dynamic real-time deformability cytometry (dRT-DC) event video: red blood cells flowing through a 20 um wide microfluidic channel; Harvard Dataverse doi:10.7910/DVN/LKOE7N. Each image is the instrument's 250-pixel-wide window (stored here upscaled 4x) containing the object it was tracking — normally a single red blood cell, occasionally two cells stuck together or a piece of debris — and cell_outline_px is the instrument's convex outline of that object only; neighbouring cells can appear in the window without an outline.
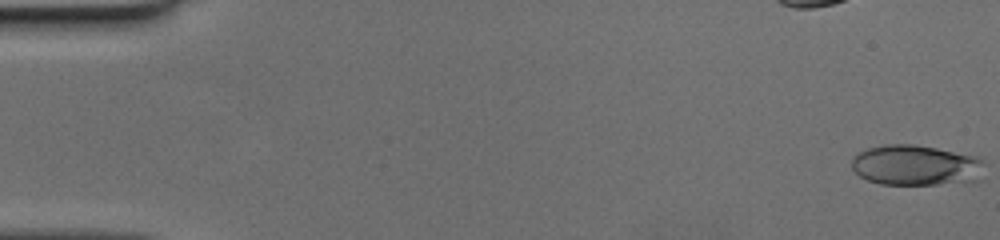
{"species": "human", "species_latin": "Homo sapiens", "temperature_condition": "cold", "stored_images_in_passage": 50, "camera_frame_rate_fps": 3000, "um_per_image_px": 0.085, "donor": {"sex": "female"}, "frame": {"image": 1, "passage_image": 1, "time_ms": 0.0, "image_size_px": [1000, 240], "cell_outline_px": [[984, 164], [976, 184], [880, 184], [868, 180], [860, 176], [852, 168], [852, 160], [860, 152], [868, 148], [884, 144], [916, 144], [976, 156], [984, 160]], "centroid_in_image_um": [77.91, 14.06], "position_along_channel_um": 7.1, "area_um2": 31.67}}
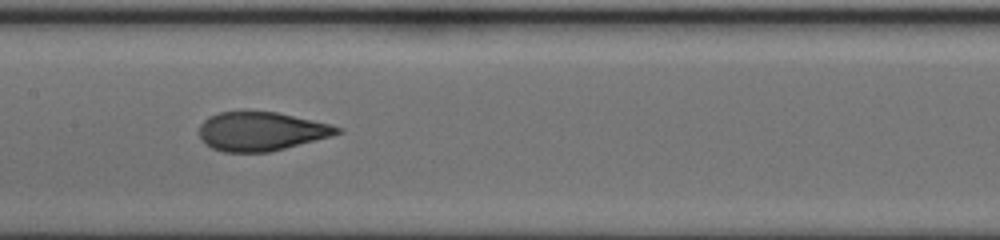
{"frame": {"image": 2, "passage_image": 26, "time_ms": 8.333, "image_size_px": [1000, 240], "cell_outline_px": [[344, 132], [332, 136], [268, 152], [224, 152], [212, 148], [204, 144], [200, 140], [200, 124], [208, 116], [220, 112], [276, 112], [332, 124], [344, 128]], "centroid_in_image_um": [22.22, 11.17], "position_along_channel_um": 185.2, "area_um2": 31.27}}
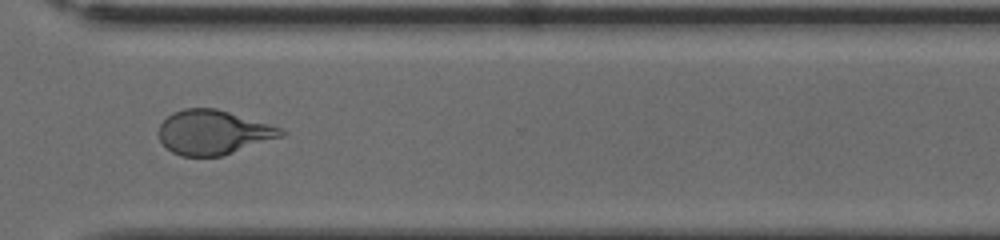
{"frame": {"image": 3, "passage_image": 38, "time_ms": 12.333, "image_size_px": [1000, 240], "cell_outline_px": [[288, 132], [284, 136], [220, 156], [180, 156], [172, 152], [160, 140], [156, 132], [160, 124], [172, 112], [184, 108], [216, 108], [284, 128]], "centroid_in_image_um": [18.13, 11.24], "position_along_channel_um": 352.5, "area_um2": 31.79}}